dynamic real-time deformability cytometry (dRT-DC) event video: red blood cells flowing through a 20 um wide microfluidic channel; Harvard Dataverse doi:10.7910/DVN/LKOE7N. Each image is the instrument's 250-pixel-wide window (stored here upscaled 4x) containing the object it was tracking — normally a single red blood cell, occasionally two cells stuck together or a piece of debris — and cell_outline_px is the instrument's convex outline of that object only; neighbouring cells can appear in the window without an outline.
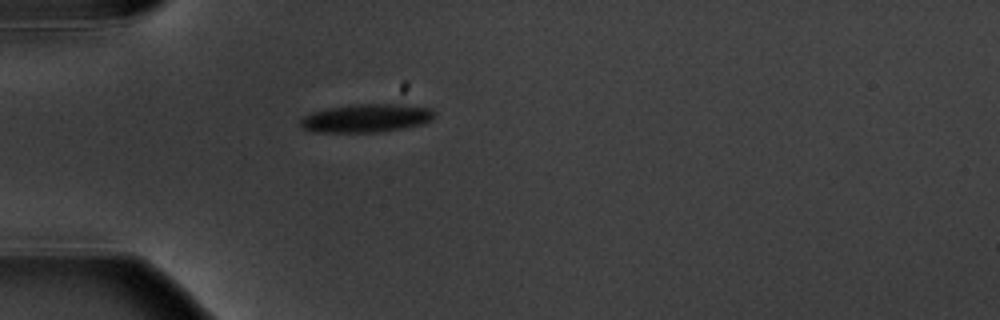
{"species": "common noctule bat (a hibernating species)", "species_latin": "Nyctalus noctula", "temperature_condition": "warm", "stored_images_in_passage": 1, "camera_frame_rate_fps": 3000, "um_per_image_px": 0.085, "animal": {"sex": "male", "body_mass_g": 20.1, "forearm_length_mm": 53.5}, "frame": {"image": 1, "passage_image": 1, "time_ms": 0.0, "image_size_px": [1000, 320], "cell_outline_px": [[436, 116], [432, 120], [424, 124], [404, 128], [380, 132], [312, 132], [304, 128], [300, 124], [300, 120], [304, 116], [312, 112], [328, 108], [356, 104], [404, 104], [432, 108], [436, 112]], "centroid_in_image_um": [31.21, 10.04], "position_along_channel_um": 53.8, "area_um2": 22.37}}